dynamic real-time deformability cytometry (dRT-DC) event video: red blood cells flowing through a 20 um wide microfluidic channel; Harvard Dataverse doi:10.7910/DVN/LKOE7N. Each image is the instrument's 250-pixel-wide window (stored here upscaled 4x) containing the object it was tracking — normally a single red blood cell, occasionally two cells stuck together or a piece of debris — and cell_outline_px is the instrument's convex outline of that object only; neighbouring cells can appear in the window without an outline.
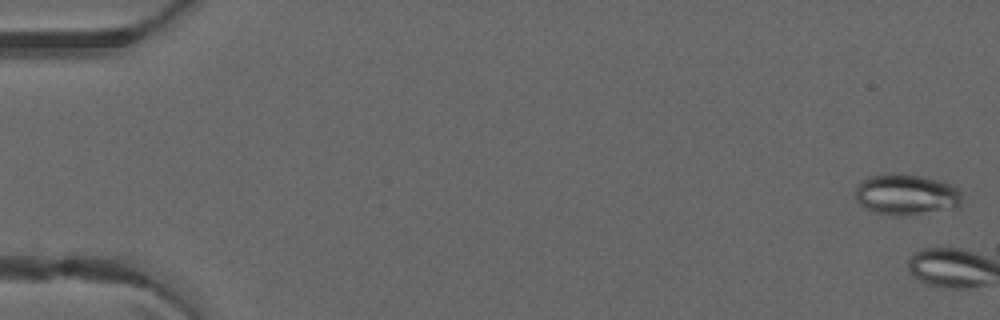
{"species": "common noctule bat (a hibernating species)", "species_latin": "Nyctalus noctula", "temperature_condition": "warm", "stored_images_in_passage": 7, "camera_frame_rate_fps": 3000, "um_per_image_px": 0.085, "animal": {"sex": "male", "forearm_length_mm": 52.5}, "frame": {"image": 1, "passage_image": 1, "time_ms": 0.0, "image_size_px": [1000, 320], "cell_outline_px": [[960, 204], [956, 208], [912, 216], [888, 216], [864, 208], [856, 200], [856, 184], [868, 176], [888, 172], [892, 172], [924, 176], [944, 180], [952, 184], [960, 192]], "centroid_in_image_um": [77.02, 16.53], "position_along_channel_um": 8.0, "area_um2": 26.3}}